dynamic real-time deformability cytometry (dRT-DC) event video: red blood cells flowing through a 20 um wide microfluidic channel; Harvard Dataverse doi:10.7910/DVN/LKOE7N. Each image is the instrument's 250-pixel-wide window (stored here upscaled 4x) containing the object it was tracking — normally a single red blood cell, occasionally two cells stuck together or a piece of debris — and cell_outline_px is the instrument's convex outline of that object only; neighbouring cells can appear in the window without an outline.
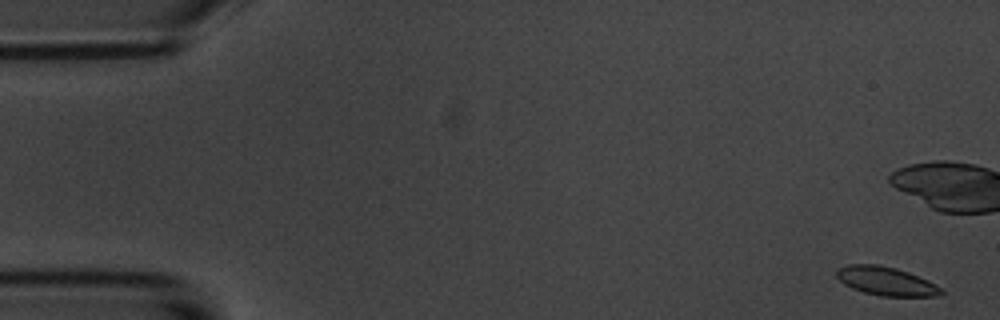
{"species": "common noctule bat (a hibernating species)", "species_latin": "Nyctalus noctula", "temperature_condition": "room temperature", "stored_images_in_passage": 9, "camera_frame_rate_fps": 3000, "um_per_image_px": 0.085, "animal": {"sex": "male", "body_mass_g": 20.1, "forearm_length_mm": 53.5}, "frame": {"image": 1, "passage_image": 2, "time_ms": 0.333, "image_size_px": [1000, 320], "cell_outline_px": [[944, 292], [940, 296], [880, 296], [864, 292], [852, 288], [844, 284], [836, 276], [836, 272], [840, 268], [848, 264], [876, 264], [896, 268], [908, 272], [928, 280], [936, 284]], "centroid_in_image_um": [75.33, 23.9], "position_along_channel_um": 9.7, "area_um2": 17.4}}